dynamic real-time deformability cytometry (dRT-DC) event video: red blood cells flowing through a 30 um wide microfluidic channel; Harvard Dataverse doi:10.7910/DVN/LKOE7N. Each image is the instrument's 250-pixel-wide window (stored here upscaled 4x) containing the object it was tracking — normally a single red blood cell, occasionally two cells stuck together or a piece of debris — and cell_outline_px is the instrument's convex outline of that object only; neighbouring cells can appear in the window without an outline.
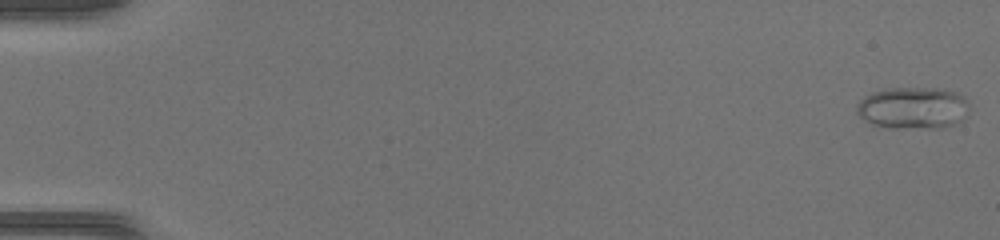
{"species": "common noctule bat (a hibernating species)", "species_latin": "Nyctalus noctula", "temperature_condition": "warm", "stored_images_in_passage": 46, "camera_frame_rate_fps": 3000, "um_per_image_px": 0.085, "animal": {"sex": "female", "body_mass_g": 17.0, "forearm_length_mm": 48.0}, "frame": {"image": 1, "passage_image": 1, "time_ms": 0.0, "image_size_px": [1000, 240], "cell_outline_px": [[968, 112], [952, 124], [876, 124], [860, 116], [856, 112], [856, 104], [864, 96], [872, 92], [888, 88], [932, 88], [956, 92], [968, 104]], "centroid_in_image_um": [77.54, 9.05], "position_along_channel_um": 7.5, "area_um2": 25.2}}
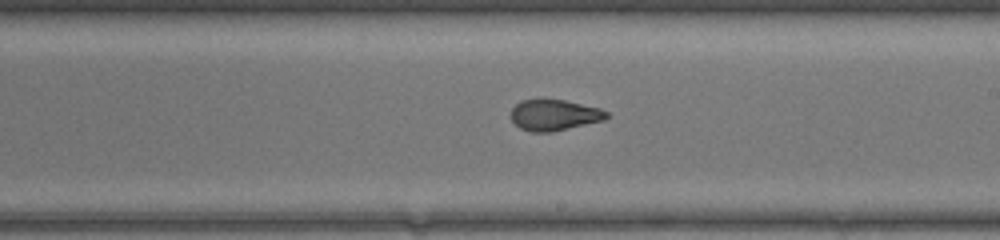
{"frame": {"image": 2, "passage_image": 28, "time_ms": 9.0, "image_size_px": [1000, 240], "cell_outline_px": [[608, 116], [604, 120], [552, 132], [532, 132], [520, 128], [512, 120], [512, 108], [520, 100], [564, 100], [600, 108], [608, 112]], "centroid_in_image_um": [47.12, 9.78], "position_along_channel_um": 241.9, "area_um2": 17.05}}
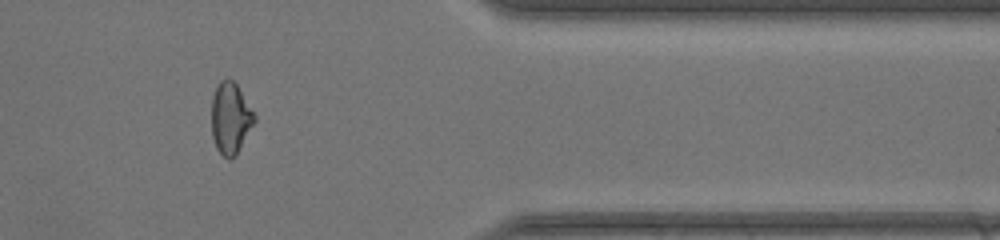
{"frame": {"image": 3, "passage_image": 39, "time_ms": 12.667, "image_size_px": [1000, 240], "cell_outline_px": [[256, 120], [236, 156], [228, 160], [216, 148], [212, 136], [212, 96], [220, 80], [228, 76], [236, 84], [256, 116]], "centroid_in_image_um": [19.59, 10.05], "position_along_channel_um": 391.8, "area_um2": 17.86}}